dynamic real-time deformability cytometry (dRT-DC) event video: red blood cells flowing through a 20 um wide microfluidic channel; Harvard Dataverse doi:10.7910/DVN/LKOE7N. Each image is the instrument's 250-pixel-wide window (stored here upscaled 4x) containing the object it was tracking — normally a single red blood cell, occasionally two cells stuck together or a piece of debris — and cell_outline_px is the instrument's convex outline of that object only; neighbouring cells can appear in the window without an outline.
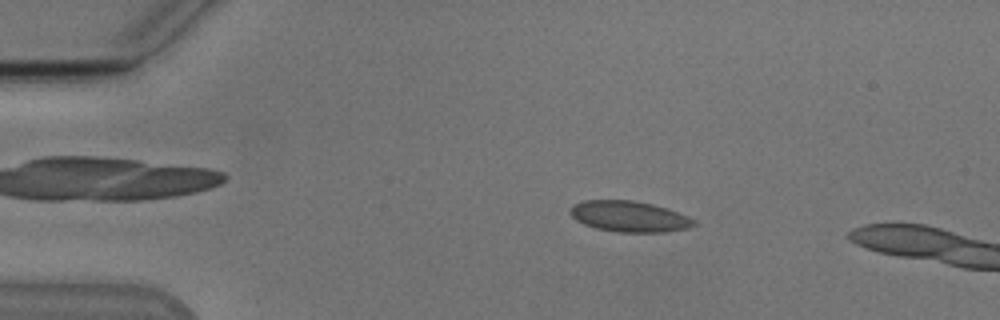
{"species": "Egyptian fruit bat (a non-hibernating species)", "species_latin": "Rousettus aegyptiacus", "temperature_condition": "cold", "stored_images_in_passage": 7, "camera_frame_rate_fps": 3000, "um_per_image_px": 0.085, "animal": {"sex": "male"}, "frame": {"image": 1, "passage_image": 4, "time_ms": 1.0, "image_size_px": [1000, 320], "cell_outline_px": [[696, 224], [688, 228], [664, 232], [616, 232], [596, 228], [584, 224], [576, 220], [568, 212], [568, 208], [572, 204], [584, 200], [632, 200], [652, 204], [688, 216], [696, 220]], "centroid_in_image_um": [53.43, 18.4], "position_along_channel_um": 31.6, "area_um2": 22.31}}